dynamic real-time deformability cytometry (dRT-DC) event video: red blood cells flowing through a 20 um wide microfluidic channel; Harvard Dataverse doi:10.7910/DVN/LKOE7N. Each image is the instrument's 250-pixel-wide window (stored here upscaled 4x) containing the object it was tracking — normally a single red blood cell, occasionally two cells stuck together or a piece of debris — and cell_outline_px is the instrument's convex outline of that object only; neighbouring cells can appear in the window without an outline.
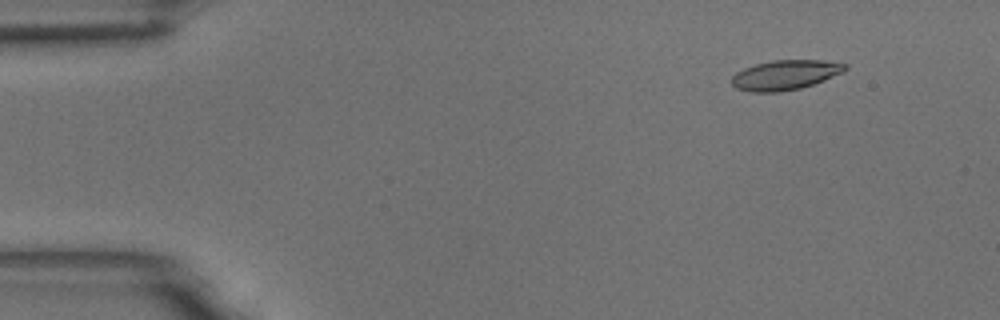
{"species": "common noctule bat (a hibernating species)", "species_latin": "Nyctalus noctula", "temperature_condition": "room temperature", "stored_images_in_passage": 5, "camera_frame_rate_fps": 3000, "um_per_image_px": 0.085, "animal": {"sex": "male", "body_mass_g": 18.8}, "frame": {"image": 1, "passage_image": 2, "time_ms": 0.333, "image_size_px": [1000, 320], "cell_outline_px": [[848, 68], [844, 72], [824, 80], [800, 88], [776, 92], [748, 92], [736, 88], [732, 84], [732, 76], [736, 72], [744, 68], [756, 64], [772, 60], [820, 60], [848, 64]], "centroid_in_image_um": [66.74, 6.37], "position_along_channel_um": 18.3, "area_um2": 19.65}}
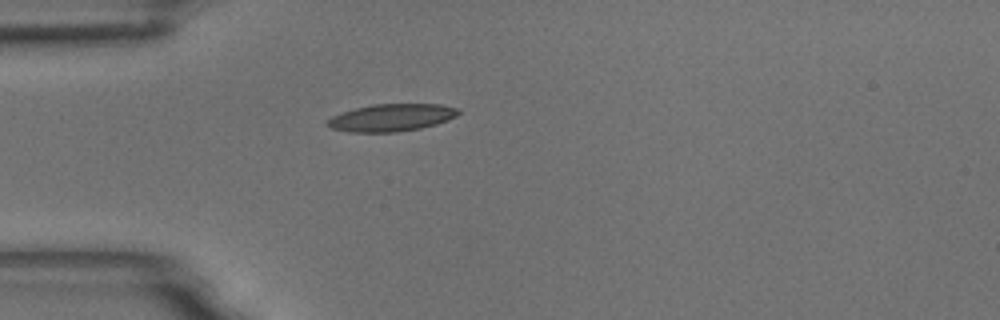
{"frame": {"image": 2, "passage_image": 4, "time_ms": 1.0, "image_size_px": [1000, 320], "cell_outline_px": [[460, 112], [456, 116], [448, 120], [436, 124], [420, 128], [396, 132], [348, 132], [332, 128], [324, 124], [324, 120], [332, 116], [356, 108], [372, 104], [440, 104], [460, 108]], "centroid_in_image_um": [33.26, 9.99], "position_along_channel_um": 51.7, "area_um2": 20.98}}